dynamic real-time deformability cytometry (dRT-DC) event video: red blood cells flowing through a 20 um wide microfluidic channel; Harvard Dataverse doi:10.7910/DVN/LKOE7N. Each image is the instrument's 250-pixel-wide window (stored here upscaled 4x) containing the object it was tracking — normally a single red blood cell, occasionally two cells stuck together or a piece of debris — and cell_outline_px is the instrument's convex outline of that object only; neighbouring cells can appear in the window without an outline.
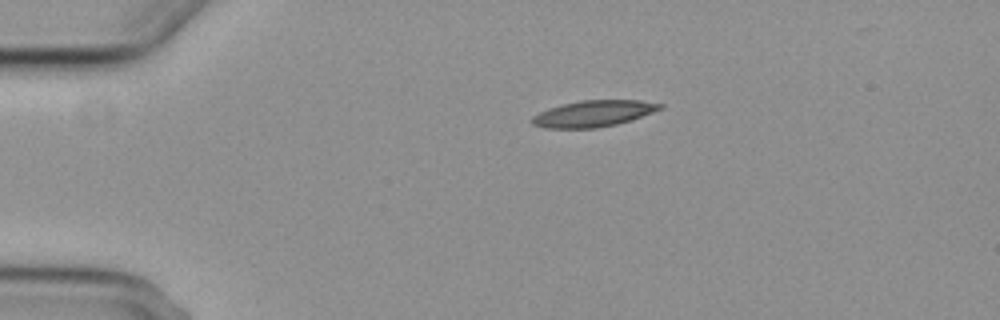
{"species": "common noctule bat (a hibernating species)", "species_latin": "Nyctalus noctula", "temperature_condition": "cold", "stored_images_in_passage": 5, "camera_frame_rate_fps": 3000, "um_per_image_px": 0.085, "animal": {"sex": "female", "body_mass_g": 29.2, "forearm_length_mm": 56.3}, "frame": {"image": 1, "passage_image": 1, "time_ms": 0.0, "image_size_px": [1000, 320], "cell_outline_px": [[664, 108], [632, 120], [616, 124], [596, 128], [544, 128], [532, 124], [532, 116], [548, 108], [580, 100], [640, 100], [664, 104]], "centroid_in_image_um": [50.47, 9.65], "position_along_channel_um": 34.5, "area_um2": 19.65}}
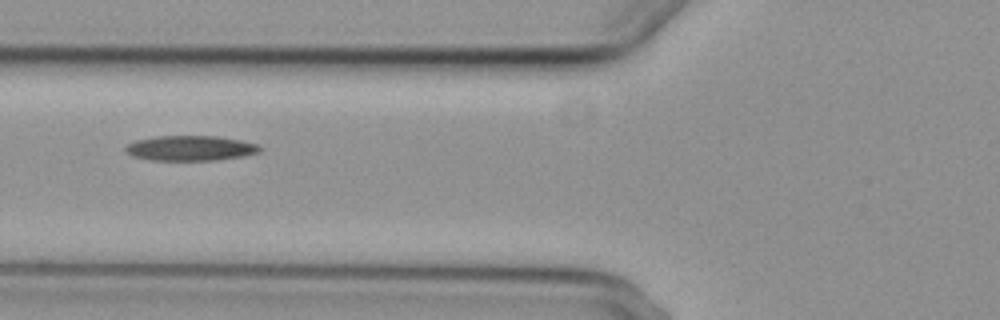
{"frame": {"image": 2, "passage_image": 4, "time_ms": 3.333, "image_size_px": [1000, 320], "cell_outline_px": [[260, 152], [244, 156], [216, 160], [148, 160], [132, 156], [124, 152], [124, 148], [128, 144], [136, 140], [156, 136], [216, 136], [240, 140], [256, 144], [260, 148]], "centroid_in_image_um": [16.14, 12.6], "position_along_channel_um": 109.7, "area_um2": 19.65}}
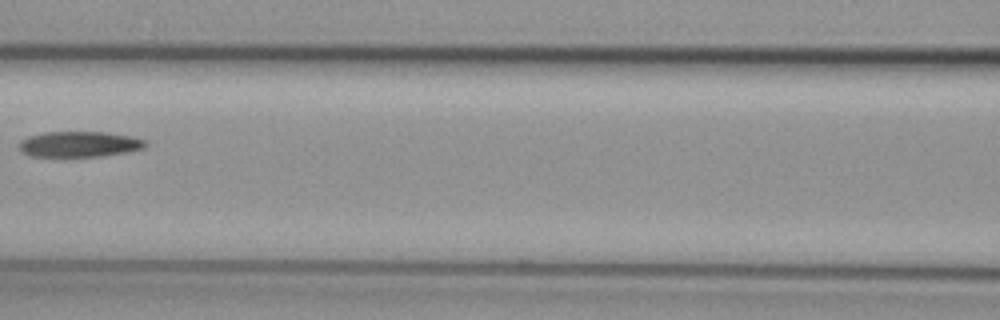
{"frame": {"image": 3, "passage_image": 5, "time_ms": 4.667, "image_size_px": [1000, 320], "cell_outline_px": [[148, 144], [144, 148], [124, 152], [100, 156], [32, 156], [20, 152], [20, 140], [28, 136], [44, 132], [108, 132], [132, 136], [144, 140]], "centroid_in_image_um": [6.73, 12.24], "position_along_channel_um": 159.9, "area_um2": 18.79}}